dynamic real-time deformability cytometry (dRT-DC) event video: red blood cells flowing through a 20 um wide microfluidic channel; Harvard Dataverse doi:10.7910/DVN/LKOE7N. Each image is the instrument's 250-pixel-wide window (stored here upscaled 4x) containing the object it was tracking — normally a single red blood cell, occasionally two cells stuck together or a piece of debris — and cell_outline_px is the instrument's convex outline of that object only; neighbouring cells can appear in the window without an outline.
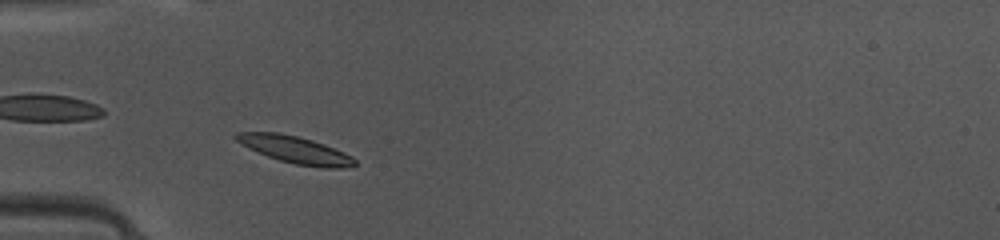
{"species": "common noctule bat (a hibernating species)", "species_latin": "Nyctalus noctula", "temperature_condition": "warm", "stored_images_in_passage": 31, "camera_frame_rate_fps": 3000, "um_per_image_px": 0.085, "animal": {"sex": "female", "body_mass_g": 10.0, "forearm_length_mm": 53.1}, "frame": {"image": 1, "passage_image": 2, "time_ms": 0.333, "image_size_px": [1000, 240], "cell_outline_px": [[356, 164], [340, 168], [324, 168], [296, 164], [280, 160], [268, 156], [248, 148], [236, 140], [232, 136], [236, 132], [280, 132], [312, 140], [324, 144], [344, 152], [352, 156], [356, 160]], "centroid_in_image_um": [25.07, 12.71], "position_along_channel_um": 59.9, "area_um2": 18.61}}
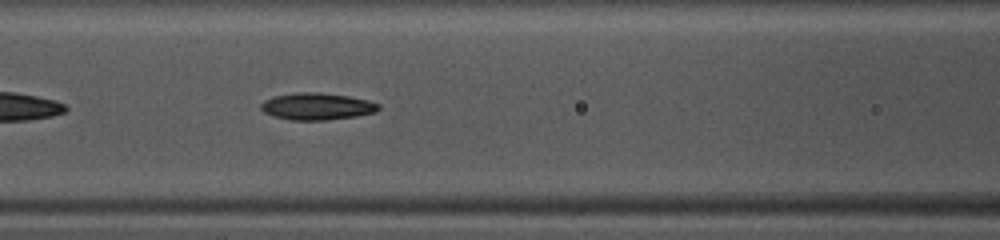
{"frame": {"image": 2, "passage_image": 8, "time_ms": 2.333, "image_size_px": [1000, 240], "cell_outline_px": [[380, 108], [376, 112], [356, 116], [324, 120], [292, 120], [272, 116], [264, 112], [260, 108], [260, 104], [264, 100], [276, 96], [296, 92], [316, 92], [348, 96], [368, 100], [380, 104]], "centroid_in_image_um": [26.93, 9.04], "position_along_channel_um": 139.7, "area_um2": 18.44}}
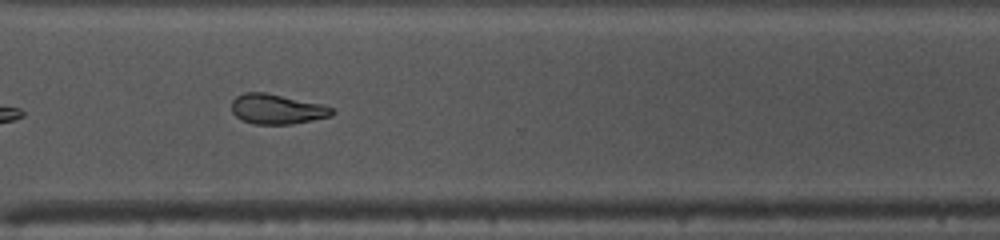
{"frame": {"image": 3, "passage_image": 23, "time_ms": 7.333, "image_size_px": [1000, 240], "cell_outline_px": [[336, 112], [332, 116], [292, 124], [256, 124], [244, 120], [236, 116], [232, 112], [232, 100], [236, 96], [244, 92], [264, 92], [320, 104], [332, 108]], "centroid_in_image_um": [23.53, 9.27], "position_along_channel_um": 347.1, "area_um2": 17.34}, "authors_computed_cell_mechanics": {"area_um2": 18.0336, "velocity_mm_per_s": 4.1567, "shape_relaxation_time_tau1_ms": 3.1248, "shape_relaxation_time_tau2_ms": 10.9221, "deformation_change_tau1": 0.1315, "deformation_change_tau2": 0.2165}}